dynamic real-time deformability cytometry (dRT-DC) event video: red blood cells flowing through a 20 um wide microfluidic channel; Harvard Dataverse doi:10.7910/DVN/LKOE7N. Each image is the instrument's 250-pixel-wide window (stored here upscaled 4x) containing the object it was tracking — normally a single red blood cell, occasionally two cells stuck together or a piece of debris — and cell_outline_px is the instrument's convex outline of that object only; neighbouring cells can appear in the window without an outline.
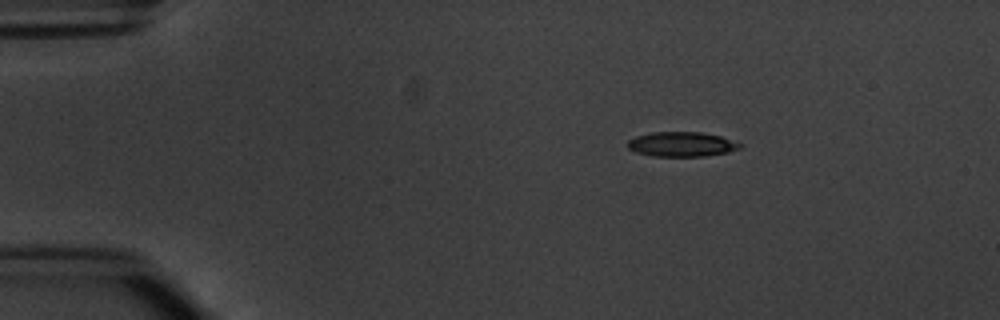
{"species": "common noctule bat (a hibernating species)", "species_latin": "Nyctalus noctula", "temperature_condition": "warm", "stored_images_in_passage": 6, "camera_frame_rate_fps": 3000, "um_per_image_px": 0.085, "animal": {"sex": "male", "body_mass_g": 20.1, "forearm_length_mm": 53.5}, "frame": {"image": 1, "passage_image": 6, "time_ms": 6.667, "image_size_px": [1000, 320], "cell_outline_px": [[744, 144], [740, 148], [728, 152], [704, 156], [652, 156], [636, 152], [628, 148], [628, 140], [636, 136], [652, 132], [700, 132], [720, 136]], "centroid_in_image_um": [57.94, 12.26], "position_along_channel_um": 27.1, "area_um2": 16.13}}